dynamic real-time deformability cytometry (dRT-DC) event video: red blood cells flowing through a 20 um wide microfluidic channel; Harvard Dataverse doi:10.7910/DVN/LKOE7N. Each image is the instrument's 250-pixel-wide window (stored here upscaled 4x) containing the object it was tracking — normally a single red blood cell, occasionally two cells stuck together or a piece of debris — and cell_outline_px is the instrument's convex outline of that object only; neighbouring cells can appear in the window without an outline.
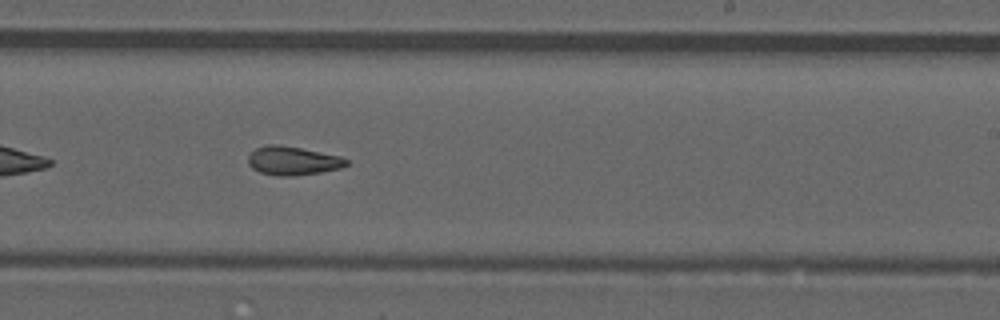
{"species": "common noctule bat (a hibernating species)", "species_latin": "Nyctalus noctula", "temperature_condition": "room temperature", "stored_images_in_passage": 31, "camera_frame_rate_fps": 3000, "um_per_image_px": 0.085, "animal": {"sex": "male", "forearm_length_mm": 52.5}, "frame": {"image": 1, "passage_image": 18, "time_ms": 5.667, "image_size_px": [1000, 320], "cell_outline_px": [[348, 164], [340, 168], [320, 172], [292, 176], [280, 176], [260, 172], [252, 168], [248, 164], [248, 156], [256, 148], [268, 144], [276, 144], [300, 148], [340, 156], [348, 160]], "centroid_in_image_um": [24.87, 13.66], "position_along_channel_um": 264.1, "area_um2": 16.24}}
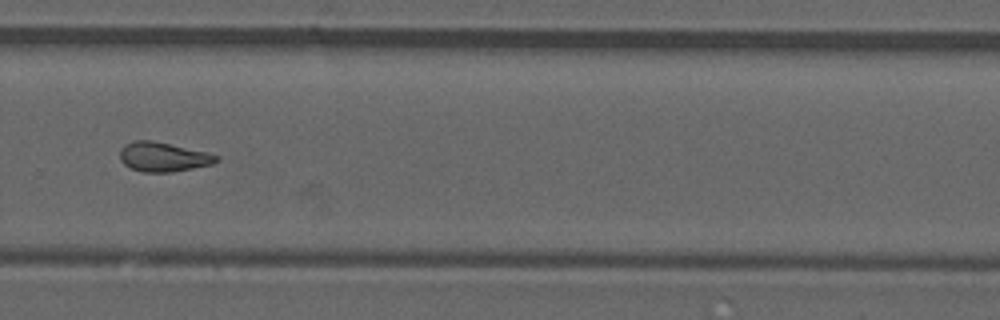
{"frame": {"image": 2, "passage_image": 22, "time_ms": 7.0, "image_size_px": [1000, 320], "cell_outline_px": [[220, 160], [212, 164], [172, 172], [144, 172], [132, 168], [124, 164], [120, 160], [120, 148], [136, 140], [152, 140], [208, 152], [220, 156]], "centroid_in_image_um": [13.91, 13.33], "position_along_channel_um": 315.9, "area_um2": 16.47}, "authors_computed_cell_mechanics": {"area_um2": 16.473, "velocity_mm_per_s": 3.8966, "shape_relaxation_time_tau1_ms": null, "shape_relaxation_time_tau2_ms": 3.5607, "deformation_change_tau1": null, "deformation_change_tau2": 0.1136}}